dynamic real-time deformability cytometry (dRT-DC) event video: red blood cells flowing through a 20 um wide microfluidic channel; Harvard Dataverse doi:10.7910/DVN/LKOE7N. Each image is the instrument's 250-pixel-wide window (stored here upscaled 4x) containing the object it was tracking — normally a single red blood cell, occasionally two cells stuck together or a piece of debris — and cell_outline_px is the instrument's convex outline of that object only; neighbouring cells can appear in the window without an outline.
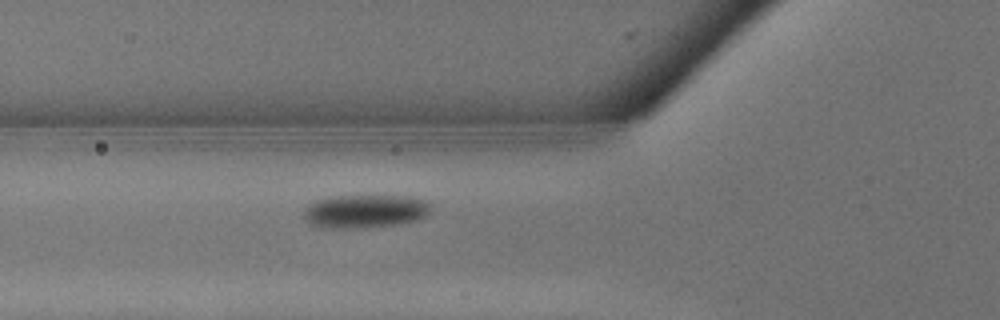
{"species": "common noctule bat (a hibernating species)", "species_latin": "Nyctalus noctula", "temperature_condition": "warm", "stored_images_in_passage": 9, "camera_frame_rate_fps": 3000, "um_per_image_px": 0.085, "animal": {"sex": "male", "body_mass_g": 13.3}, "frame": {"image": 1, "passage_image": 2, "time_ms": 0.333, "image_size_px": [1000, 320], "cell_outline_px": [[432, 204], [428, 212], [424, 216], [416, 220], [400, 224], [368, 228], [320, 228], [308, 224], [304, 216], [304, 208], [308, 204], [316, 200], [328, 196], [412, 196], [428, 200]], "centroid_in_image_um": [31.01, 17.96], "position_along_channel_um": 94.8, "area_um2": 25.26}}
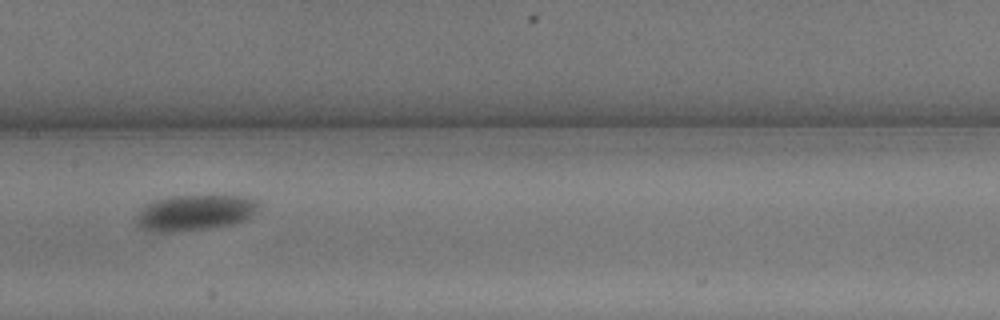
{"frame": {"image": 2, "passage_image": 6, "time_ms": 1.667, "image_size_px": [1000, 320], "cell_outline_px": [[260, 208], [248, 220], [232, 224], [212, 228], [176, 232], [156, 232], [140, 228], [136, 220], [140, 208], [144, 204], [168, 196], [244, 196], [256, 200], [260, 204]], "centroid_in_image_um": [16.58, 18.08], "position_along_channel_um": 190.8, "area_um2": 25.84}}
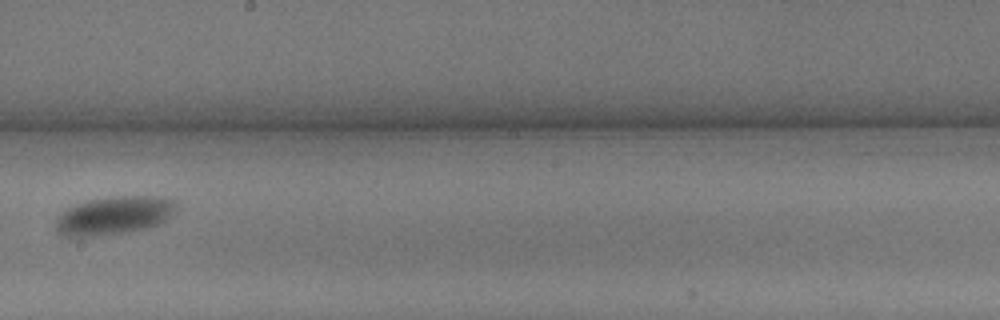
{"frame": {"image": 3, "passage_image": 8, "time_ms": 2.333, "image_size_px": [1000, 320], "cell_outline_px": [[176, 208], [164, 220], [156, 224], [144, 228], [124, 232], [96, 236], [68, 236], [56, 232], [56, 216], [64, 208], [88, 200], [116, 196], [148, 196], [176, 200]], "centroid_in_image_um": [9.61, 18.3], "position_along_channel_um": 238.6, "area_um2": 26.53}}